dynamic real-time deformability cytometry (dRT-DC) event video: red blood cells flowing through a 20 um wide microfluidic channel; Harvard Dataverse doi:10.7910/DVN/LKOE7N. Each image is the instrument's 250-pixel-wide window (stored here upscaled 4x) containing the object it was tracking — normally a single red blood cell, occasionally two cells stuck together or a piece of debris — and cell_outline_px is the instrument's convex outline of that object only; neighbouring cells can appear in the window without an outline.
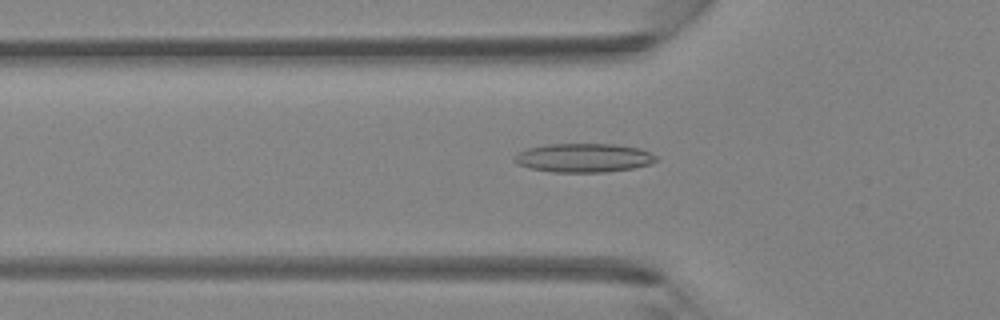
{"species": "Egyptian fruit bat (a non-hibernating species)", "species_latin": "Rousettus aegyptiacus", "temperature_condition": "room temperature", "stored_images_in_passage": 30, "camera_frame_rate_fps": 3000, "um_per_image_px": 0.085, "animal": {"sex": "female"}, "frame": {"image": 1, "passage_image": 5, "time_ms": 1.333, "image_size_px": [1000, 320], "cell_outline_px": [[660, 160], [652, 164], [632, 168], [604, 172], [552, 172], [528, 168], [516, 164], [512, 160], [520, 152], [528, 148], [548, 144], [612, 144], [640, 148], [652, 152]], "centroid_in_image_um": [49.65, 13.42], "position_along_channel_um": 76.2, "area_um2": 23.99}}
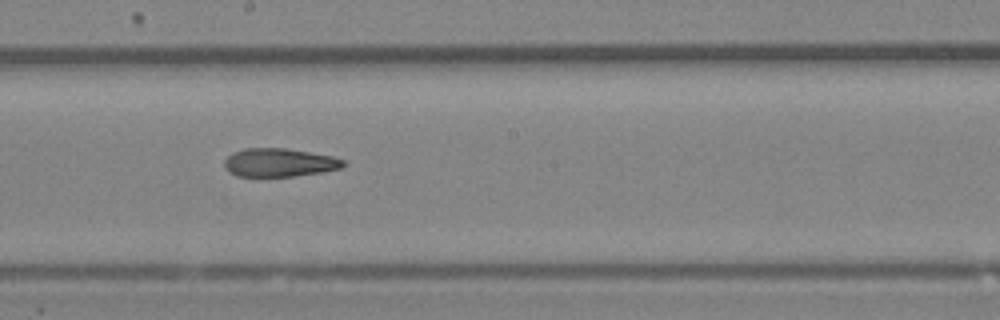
{"frame": {"image": 2, "passage_image": 15, "time_ms": 4.667, "image_size_px": [1000, 320], "cell_outline_px": [[344, 164], [340, 168], [320, 172], [292, 176], [236, 176], [228, 172], [224, 168], [224, 160], [232, 152], [244, 148], [284, 148], [332, 156], [344, 160]], "centroid_in_image_um": [23.66, 13.81], "position_along_channel_um": 224.5, "area_um2": 19.54}}
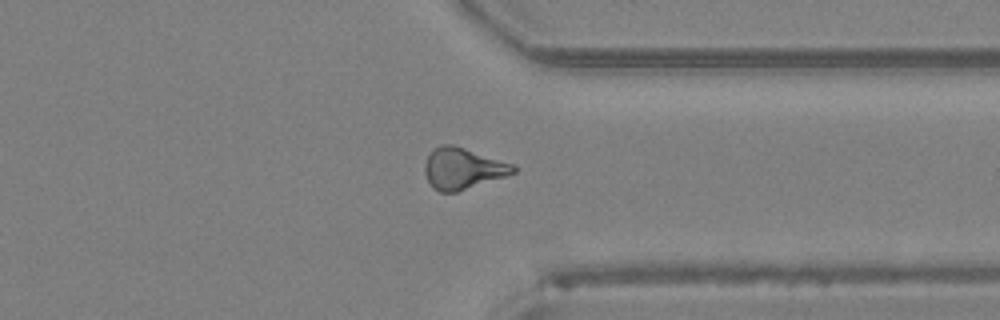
{"frame": {"image": 3, "passage_image": 25, "time_ms": 8.0, "image_size_px": [1000, 320], "cell_outline_px": [[516, 172], [456, 192], [440, 192], [432, 188], [424, 172], [424, 164], [432, 148], [440, 144], [452, 144], [512, 164], [516, 168]], "centroid_in_image_um": [39.27, 14.31], "position_along_channel_um": 372.1, "area_um2": 20.98}}